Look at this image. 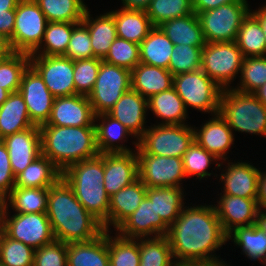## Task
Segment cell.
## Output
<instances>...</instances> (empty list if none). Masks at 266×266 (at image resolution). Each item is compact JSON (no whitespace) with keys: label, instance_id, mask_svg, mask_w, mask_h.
I'll list each match as a JSON object with an SVG mask.
<instances>
[{"label":"cell","instance_id":"12","mask_svg":"<svg viewBox=\"0 0 266 266\" xmlns=\"http://www.w3.org/2000/svg\"><path fill=\"white\" fill-rule=\"evenodd\" d=\"M138 158V179L146 186L152 188L178 187L187 178L182 158L165 157L144 153L136 147Z\"/></svg>","mask_w":266,"mask_h":266},{"label":"cell","instance_id":"11","mask_svg":"<svg viewBox=\"0 0 266 266\" xmlns=\"http://www.w3.org/2000/svg\"><path fill=\"white\" fill-rule=\"evenodd\" d=\"M130 89L131 71L102 61L94 87L87 97L97 115L107 113Z\"/></svg>","mask_w":266,"mask_h":266},{"label":"cell","instance_id":"9","mask_svg":"<svg viewBox=\"0 0 266 266\" xmlns=\"http://www.w3.org/2000/svg\"><path fill=\"white\" fill-rule=\"evenodd\" d=\"M243 55L236 42L206 43L202 49L201 70L223 90L241 73Z\"/></svg>","mask_w":266,"mask_h":266},{"label":"cell","instance_id":"58","mask_svg":"<svg viewBox=\"0 0 266 266\" xmlns=\"http://www.w3.org/2000/svg\"><path fill=\"white\" fill-rule=\"evenodd\" d=\"M253 226L266 233V209L258 208Z\"/></svg>","mask_w":266,"mask_h":266},{"label":"cell","instance_id":"21","mask_svg":"<svg viewBox=\"0 0 266 266\" xmlns=\"http://www.w3.org/2000/svg\"><path fill=\"white\" fill-rule=\"evenodd\" d=\"M214 204L223 231L228 234L236 227L252 226L258 211L256 198H243L220 193Z\"/></svg>","mask_w":266,"mask_h":266},{"label":"cell","instance_id":"29","mask_svg":"<svg viewBox=\"0 0 266 266\" xmlns=\"http://www.w3.org/2000/svg\"><path fill=\"white\" fill-rule=\"evenodd\" d=\"M148 109L157 117L162 119L158 125H185L188 118L183 100L171 87L169 90L152 95L148 99Z\"/></svg>","mask_w":266,"mask_h":266},{"label":"cell","instance_id":"27","mask_svg":"<svg viewBox=\"0 0 266 266\" xmlns=\"http://www.w3.org/2000/svg\"><path fill=\"white\" fill-rule=\"evenodd\" d=\"M173 75L165 68L139 63L131 71V89L149 99L152 95L169 90Z\"/></svg>","mask_w":266,"mask_h":266},{"label":"cell","instance_id":"14","mask_svg":"<svg viewBox=\"0 0 266 266\" xmlns=\"http://www.w3.org/2000/svg\"><path fill=\"white\" fill-rule=\"evenodd\" d=\"M30 66L55 98L75 95L73 60L63 55H30Z\"/></svg>","mask_w":266,"mask_h":266},{"label":"cell","instance_id":"4","mask_svg":"<svg viewBox=\"0 0 266 266\" xmlns=\"http://www.w3.org/2000/svg\"><path fill=\"white\" fill-rule=\"evenodd\" d=\"M62 178L78 201L108 231L110 196L104 187V154L70 165Z\"/></svg>","mask_w":266,"mask_h":266},{"label":"cell","instance_id":"22","mask_svg":"<svg viewBox=\"0 0 266 266\" xmlns=\"http://www.w3.org/2000/svg\"><path fill=\"white\" fill-rule=\"evenodd\" d=\"M212 116L200 129L194 126V140L217 159L225 162L235 141L234 134L220 113Z\"/></svg>","mask_w":266,"mask_h":266},{"label":"cell","instance_id":"10","mask_svg":"<svg viewBox=\"0 0 266 266\" xmlns=\"http://www.w3.org/2000/svg\"><path fill=\"white\" fill-rule=\"evenodd\" d=\"M48 21L34 0H20L16 7L12 38L7 42L11 52L31 55L40 45Z\"/></svg>","mask_w":266,"mask_h":266},{"label":"cell","instance_id":"61","mask_svg":"<svg viewBox=\"0 0 266 266\" xmlns=\"http://www.w3.org/2000/svg\"><path fill=\"white\" fill-rule=\"evenodd\" d=\"M20 0H0V11L16 9Z\"/></svg>","mask_w":266,"mask_h":266},{"label":"cell","instance_id":"45","mask_svg":"<svg viewBox=\"0 0 266 266\" xmlns=\"http://www.w3.org/2000/svg\"><path fill=\"white\" fill-rule=\"evenodd\" d=\"M218 160L194 140L182 157L186 177L196 176L199 181L210 177L213 173L208 172L207 169L213 162H216L217 169L222 168L223 162L218 163Z\"/></svg>","mask_w":266,"mask_h":266},{"label":"cell","instance_id":"3","mask_svg":"<svg viewBox=\"0 0 266 266\" xmlns=\"http://www.w3.org/2000/svg\"><path fill=\"white\" fill-rule=\"evenodd\" d=\"M42 154L63 172L70 165L99 155L95 126L42 125Z\"/></svg>","mask_w":266,"mask_h":266},{"label":"cell","instance_id":"16","mask_svg":"<svg viewBox=\"0 0 266 266\" xmlns=\"http://www.w3.org/2000/svg\"><path fill=\"white\" fill-rule=\"evenodd\" d=\"M44 125L95 126V113L89 98L81 94L55 98L50 117Z\"/></svg>","mask_w":266,"mask_h":266},{"label":"cell","instance_id":"34","mask_svg":"<svg viewBox=\"0 0 266 266\" xmlns=\"http://www.w3.org/2000/svg\"><path fill=\"white\" fill-rule=\"evenodd\" d=\"M117 37L140 44L154 27L145 11L118 9L112 11Z\"/></svg>","mask_w":266,"mask_h":266},{"label":"cell","instance_id":"31","mask_svg":"<svg viewBox=\"0 0 266 266\" xmlns=\"http://www.w3.org/2000/svg\"><path fill=\"white\" fill-rule=\"evenodd\" d=\"M158 27L174 45L186 44L204 47L206 44L201 23L195 12L184 17L164 21Z\"/></svg>","mask_w":266,"mask_h":266},{"label":"cell","instance_id":"17","mask_svg":"<svg viewBox=\"0 0 266 266\" xmlns=\"http://www.w3.org/2000/svg\"><path fill=\"white\" fill-rule=\"evenodd\" d=\"M169 226L156 220V209L146 196L138 208L115 230L120 236L131 239L165 236Z\"/></svg>","mask_w":266,"mask_h":266},{"label":"cell","instance_id":"43","mask_svg":"<svg viewBox=\"0 0 266 266\" xmlns=\"http://www.w3.org/2000/svg\"><path fill=\"white\" fill-rule=\"evenodd\" d=\"M107 231L109 260L113 266H140L139 239L110 236Z\"/></svg>","mask_w":266,"mask_h":266},{"label":"cell","instance_id":"47","mask_svg":"<svg viewBox=\"0 0 266 266\" xmlns=\"http://www.w3.org/2000/svg\"><path fill=\"white\" fill-rule=\"evenodd\" d=\"M202 49L203 47L186 44L174 45L168 70L175 76L201 69Z\"/></svg>","mask_w":266,"mask_h":266},{"label":"cell","instance_id":"39","mask_svg":"<svg viewBox=\"0 0 266 266\" xmlns=\"http://www.w3.org/2000/svg\"><path fill=\"white\" fill-rule=\"evenodd\" d=\"M48 22L79 23L87 5L84 0H34Z\"/></svg>","mask_w":266,"mask_h":266},{"label":"cell","instance_id":"36","mask_svg":"<svg viewBox=\"0 0 266 266\" xmlns=\"http://www.w3.org/2000/svg\"><path fill=\"white\" fill-rule=\"evenodd\" d=\"M235 42L244 58L266 56L264 32L259 20L251 12L243 19Z\"/></svg>","mask_w":266,"mask_h":266},{"label":"cell","instance_id":"2","mask_svg":"<svg viewBox=\"0 0 266 266\" xmlns=\"http://www.w3.org/2000/svg\"><path fill=\"white\" fill-rule=\"evenodd\" d=\"M46 214L55 240L66 244L93 240L104 231L102 224L78 201L62 177L49 187Z\"/></svg>","mask_w":266,"mask_h":266},{"label":"cell","instance_id":"38","mask_svg":"<svg viewBox=\"0 0 266 266\" xmlns=\"http://www.w3.org/2000/svg\"><path fill=\"white\" fill-rule=\"evenodd\" d=\"M48 193L49 188L14 187L6 197V206L16 213H46Z\"/></svg>","mask_w":266,"mask_h":266},{"label":"cell","instance_id":"66","mask_svg":"<svg viewBox=\"0 0 266 266\" xmlns=\"http://www.w3.org/2000/svg\"><path fill=\"white\" fill-rule=\"evenodd\" d=\"M4 234H5L4 227H0V249H1V243H2Z\"/></svg>","mask_w":266,"mask_h":266},{"label":"cell","instance_id":"41","mask_svg":"<svg viewBox=\"0 0 266 266\" xmlns=\"http://www.w3.org/2000/svg\"><path fill=\"white\" fill-rule=\"evenodd\" d=\"M29 66V54L10 51L0 58V86L9 93L18 92L23 73Z\"/></svg>","mask_w":266,"mask_h":266},{"label":"cell","instance_id":"53","mask_svg":"<svg viewBox=\"0 0 266 266\" xmlns=\"http://www.w3.org/2000/svg\"><path fill=\"white\" fill-rule=\"evenodd\" d=\"M15 177L6 145L0 140V195L7 197L14 188Z\"/></svg>","mask_w":266,"mask_h":266},{"label":"cell","instance_id":"25","mask_svg":"<svg viewBox=\"0 0 266 266\" xmlns=\"http://www.w3.org/2000/svg\"><path fill=\"white\" fill-rule=\"evenodd\" d=\"M109 264L107 230L93 240L67 244L68 266H108Z\"/></svg>","mask_w":266,"mask_h":266},{"label":"cell","instance_id":"33","mask_svg":"<svg viewBox=\"0 0 266 266\" xmlns=\"http://www.w3.org/2000/svg\"><path fill=\"white\" fill-rule=\"evenodd\" d=\"M61 177L62 172L48 157L41 154L15 177L14 187L49 188Z\"/></svg>","mask_w":266,"mask_h":266},{"label":"cell","instance_id":"24","mask_svg":"<svg viewBox=\"0 0 266 266\" xmlns=\"http://www.w3.org/2000/svg\"><path fill=\"white\" fill-rule=\"evenodd\" d=\"M95 121H100L99 124L95 122L96 144L100 154L134 152L122 143L129 136L136 137L117 119L108 113H101L95 115Z\"/></svg>","mask_w":266,"mask_h":266},{"label":"cell","instance_id":"50","mask_svg":"<svg viewBox=\"0 0 266 266\" xmlns=\"http://www.w3.org/2000/svg\"><path fill=\"white\" fill-rule=\"evenodd\" d=\"M102 61V59L96 57L74 60L73 79L75 95L81 94L88 96L90 94L97 79Z\"/></svg>","mask_w":266,"mask_h":266},{"label":"cell","instance_id":"59","mask_svg":"<svg viewBox=\"0 0 266 266\" xmlns=\"http://www.w3.org/2000/svg\"><path fill=\"white\" fill-rule=\"evenodd\" d=\"M176 266H230L222 260H212V261H197V262H184L178 263Z\"/></svg>","mask_w":266,"mask_h":266},{"label":"cell","instance_id":"56","mask_svg":"<svg viewBox=\"0 0 266 266\" xmlns=\"http://www.w3.org/2000/svg\"><path fill=\"white\" fill-rule=\"evenodd\" d=\"M256 200L259 208L266 209V171H259Z\"/></svg>","mask_w":266,"mask_h":266},{"label":"cell","instance_id":"54","mask_svg":"<svg viewBox=\"0 0 266 266\" xmlns=\"http://www.w3.org/2000/svg\"><path fill=\"white\" fill-rule=\"evenodd\" d=\"M16 9L0 11V35L8 42L14 32Z\"/></svg>","mask_w":266,"mask_h":266},{"label":"cell","instance_id":"28","mask_svg":"<svg viewBox=\"0 0 266 266\" xmlns=\"http://www.w3.org/2000/svg\"><path fill=\"white\" fill-rule=\"evenodd\" d=\"M90 15L87 7L82 22L88 27L94 56L103 60L117 38L115 20L112 11L100 14L95 19Z\"/></svg>","mask_w":266,"mask_h":266},{"label":"cell","instance_id":"52","mask_svg":"<svg viewBox=\"0 0 266 266\" xmlns=\"http://www.w3.org/2000/svg\"><path fill=\"white\" fill-rule=\"evenodd\" d=\"M33 266H68L67 244L54 240L35 249Z\"/></svg>","mask_w":266,"mask_h":266},{"label":"cell","instance_id":"62","mask_svg":"<svg viewBox=\"0 0 266 266\" xmlns=\"http://www.w3.org/2000/svg\"><path fill=\"white\" fill-rule=\"evenodd\" d=\"M253 95L266 106V83L260 86Z\"/></svg>","mask_w":266,"mask_h":266},{"label":"cell","instance_id":"42","mask_svg":"<svg viewBox=\"0 0 266 266\" xmlns=\"http://www.w3.org/2000/svg\"><path fill=\"white\" fill-rule=\"evenodd\" d=\"M140 266H176L166 236L139 239Z\"/></svg>","mask_w":266,"mask_h":266},{"label":"cell","instance_id":"26","mask_svg":"<svg viewBox=\"0 0 266 266\" xmlns=\"http://www.w3.org/2000/svg\"><path fill=\"white\" fill-rule=\"evenodd\" d=\"M147 187L137 179L110 197L108 231L111 225L116 230L141 204Z\"/></svg>","mask_w":266,"mask_h":266},{"label":"cell","instance_id":"13","mask_svg":"<svg viewBox=\"0 0 266 266\" xmlns=\"http://www.w3.org/2000/svg\"><path fill=\"white\" fill-rule=\"evenodd\" d=\"M6 208L4 216L5 234L16 241L38 249L55 240L51 223L46 213H14L10 216Z\"/></svg>","mask_w":266,"mask_h":266},{"label":"cell","instance_id":"1","mask_svg":"<svg viewBox=\"0 0 266 266\" xmlns=\"http://www.w3.org/2000/svg\"><path fill=\"white\" fill-rule=\"evenodd\" d=\"M192 206L183 208L165 235L175 263L221 260L215 252L226 244L227 234L215 207Z\"/></svg>","mask_w":266,"mask_h":266},{"label":"cell","instance_id":"19","mask_svg":"<svg viewBox=\"0 0 266 266\" xmlns=\"http://www.w3.org/2000/svg\"><path fill=\"white\" fill-rule=\"evenodd\" d=\"M137 179L136 149L129 153L104 154V187L110 197Z\"/></svg>","mask_w":266,"mask_h":266},{"label":"cell","instance_id":"20","mask_svg":"<svg viewBox=\"0 0 266 266\" xmlns=\"http://www.w3.org/2000/svg\"><path fill=\"white\" fill-rule=\"evenodd\" d=\"M148 111V99L137 91L130 89L125 92L115 105L107 112L110 116L117 119L136 137L133 144L138 146V139L147 130L146 113Z\"/></svg>","mask_w":266,"mask_h":266},{"label":"cell","instance_id":"46","mask_svg":"<svg viewBox=\"0 0 266 266\" xmlns=\"http://www.w3.org/2000/svg\"><path fill=\"white\" fill-rule=\"evenodd\" d=\"M145 12L153 26L194 13L192 0H151Z\"/></svg>","mask_w":266,"mask_h":266},{"label":"cell","instance_id":"23","mask_svg":"<svg viewBox=\"0 0 266 266\" xmlns=\"http://www.w3.org/2000/svg\"><path fill=\"white\" fill-rule=\"evenodd\" d=\"M222 169L220 181L223 182V194L243 198H256L259 169L249 162H229Z\"/></svg>","mask_w":266,"mask_h":266},{"label":"cell","instance_id":"30","mask_svg":"<svg viewBox=\"0 0 266 266\" xmlns=\"http://www.w3.org/2000/svg\"><path fill=\"white\" fill-rule=\"evenodd\" d=\"M33 126L23 96L19 91L10 93L0 106V140Z\"/></svg>","mask_w":266,"mask_h":266},{"label":"cell","instance_id":"49","mask_svg":"<svg viewBox=\"0 0 266 266\" xmlns=\"http://www.w3.org/2000/svg\"><path fill=\"white\" fill-rule=\"evenodd\" d=\"M32 247L13 240L4 234L0 249V264L4 266H33Z\"/></svg>","mask_w":266,"mask_h":266},{"label":"cell","instance_id":"67","mask_svg":"<svg viewBox=\"0 0 266 266\" xmlns=\"http://www.w3.org/2000/svg\"><path fill=\"white\" fill-rule=\"evenodd\" d=\"M262 265H265L266 266V259L263 261Z\"/></svg>","mask_w":266,"mask_h":266},{"label":"cell","instance_id":"64","mask_svg":"<svg viewBox=\"0 0 266 266\" xmlns=\"http://www.w3.org/2000/svg\"><path fill=\"white\" fill-rule=\"evenodd\" d=\"M10 52L7 41L0 35V58L4 57Z\"/></svg>","mask_w":266,"mask_h":266},{"label":"cell","instance_id":"57","mask_svg":"<svg viewBox=\"0 0 266 266\" xmlns=\"http://www.w3.org/2000/svg\"><path fill=\"white\" fill-rule=\"evenodd\" d=\"M126 10L146 11L151 0H121Z\"/></svg>","mask_w":266,"mask_h":266},{"label":"cell","instance_id":"32","mask_svg":"<svg viewBox=\"0 0 266 266\" xmlns=\"http://www.w3.org/2000/svg\"><path fill=\"white\" fill-rule=\"evenodd\" d=\"M178 187H147L146 197L154 203L156 220H163L169 227L183 210L184 190Z\"/></svg>","mask_w":266,"mask_h":266},{"label":"cell","instance_id":"8","mask_svg":"<svg viewBox=\"0 0 266 266\" xmlns=\"http://www.w3.org/2000/svg\"><path fill=\"white\" fill-rule=\"evenodd\" d=\"M193 141L191 125L153 124L138 139V147L146 154L182 158Z\"/></svg>","mask_w":266,"mask_h":266},{"label":"cell","instance_id":"63","mask_svg":"<svg viewBox=\"0 0 266 266\" xmlns=\"http://www.w3.org/2000/svg\"><path fill=\"white\" fill-rule=\"evenodd\" d=\"M6 197L0 195V227H4V216L6 211Z\"/></svg>","mask_w":266,"mask_h":266},{"label":"cell","instance_id":"5","mask_svg":"<svg viewBox=\"0 0 266 266\" xmlns=\"http://www.w3.org/2000/svg\"><path fill=\"white\" fill-rule=\"evenodd\" d=\"M219 113L232 131L266 137V106L253 94L223 90Z\"/></svg>","mask_w":266,"mask_h":266},{"label":"cell","instance_id":"18","mask_svg":"<svg viewBox=\"0 0 266 266\" xmlns=\"http://www.w3.org/2000/svg\"><path fill=\"white\" fill-rule=\"evenodd\" d=\"M2 141L7 147L14 177L42 154L39 126L9 135Z\"/></svg>","mask_w":266,"mask_h":266},{"label":"cell","instance_id":"51","mask_svg":"<svg viewBox=\"0 0 266 266\" xmlns=\"http://www.w3.org/2000/svg\"><path fill=\"white\" fill-rule=\"evenodd\" d=\"M63 56L68 57L73 61L95 57L91 46L88 27L82 21L79 23H73V31L69 45Z\"/></svg>","mask_w":266,"mask_h":266},{"label":"cell","instance_id":"55","mask_svg":"<svg viewBox=\"0 0 266 266\" xmlns=\"http://www.w3.org/2000/svg\"><path fill=\"white\" fill-rule=\"evenodd\" d=\"M239 0H192L193 11L198 14Z\"/></svg>","mask_w":266,"mask_h":266},{"label":"cell","instance_id":"37","mask_svg":"<svg viewBox=\"0 0 266 266\" xmlns=\"http://www.w3.org/2000/svg\"><path fill=\"white\" fill-rule=\"evenodd\" d=\"M229 240L238 245L248 259L261 263L266 259V233L253 225L234 228L227 234Z\"/></svg>","mask_w":266,"mask_h":266},{"label":"cell","instance_id":"48","mask_svg":"<svg viewBox=\"0 0 266 266\" xmlns=\"http://www.w3.org/2000/svg\"><path fill=\"white\" fill-rule=\"evenodd\" d=\"M103 61L132 71L140 63L139 44L117 37Z\"/></svg>","mask_w":266,"mask_h":266},{"label":"cell","instance_id":"65","mask_svg":"<svg viewBox=\"0 0 266 266\" xmlns=\"http://www.w3.org/2000/svg\"><path fill=\"white\" fill-rule=\"evenodd\" d=\"M9 92L0 86V106L7 100Z\"/></svg>","mask_w":266,"mask_h":266},{"label":"cell","instance_id":"40","mask_svg":"<svg viewBox=\"0 0 266 266\" xmlns=\"http://www.w3.org/2000/svg\"><path fill=\"white\" fill-rule=\"evenodd\" d=\"M72 31L73 23L48 22L39 47L31 55H64L69 45Z\"/></svg>","mask_w":266,"mask_h":266},{"label":"cell","instance_id":"6","mask_svg":"<svg viewBox=\"0 0 266 266\" xmlns=\"http://www.w3.org/2000/svg\"><path fill=\"white\" fill-rule=\"evenodd\" d=\"M172 87L183 100L186 110L192 107L211 115L219 113L223 89L201 69L173 76Z\"/></svg>","mask_w":266,"mask_h":266},{"label":"cell","instance_id":"60","mask_svg":"<svg viewBox=\"0 0 266 266\" xmlns=\"http://www.w3.org/2000/svg\"><path fill=\"white\" fill-rule=\"evenodd\" d=\"M250 12L259 20L265 35L266 42V5L259 7L258 10H250Z\"/></svg>","mask_w":266,"mask_h":266},{"label":"cell","instance_id":"44","mask_svg":"<svg viewBox=\"0 0 266 266\" xmlns=\"http://www.w3.org/2000/svg\"><path fill=\"white\" fill-rule=\"evenodd\" d=\"M240 82L232 89L253 94L266 83V56L245 57L242 61Z\"/></svg>","mask_w":266,"mask_h":266},{"label":"cell","instance_id":"15","mask_svg":"<svg viewBox=\"0 0 266 266\" xmlns=\"http://www.w3.org/2000/svg\"><path fill=\"white\" fill-rule=\"evenodd\" d=\"M19 93L23 96L31 122L35 126L47 123L55 97L46 87L40 75L29 66L23 73Z\"/></svg>","mask_w":266,"mask_h":266},{"label":"cell","instance_id":"35","mask_svg":"<svg viewBox=\"0 0 266 266\" xmlns=\"http://www.w3.org/2000/svg\"><path fill=\"white\" fill-rule=\"evenodd\" d=\"M173 48V42L158 26H154L139 44L140 62L168 69Z\"/></svg>","mask_w":266,"mask_h":266},{"label":"cell","instance_id":"7","mask_svg":"<svg viewBox=\"0 0 266 266\" xmlns=\"http://www.w3.org/2000/svg\"><path fill=\"white\" fill-rule=\"evenodd\" d=\"M247 0H239L198 13L206 43L234 42L243 19L249 14Z\"/></svg>","mask_w":266,"mask_h":266}]
</instances>
